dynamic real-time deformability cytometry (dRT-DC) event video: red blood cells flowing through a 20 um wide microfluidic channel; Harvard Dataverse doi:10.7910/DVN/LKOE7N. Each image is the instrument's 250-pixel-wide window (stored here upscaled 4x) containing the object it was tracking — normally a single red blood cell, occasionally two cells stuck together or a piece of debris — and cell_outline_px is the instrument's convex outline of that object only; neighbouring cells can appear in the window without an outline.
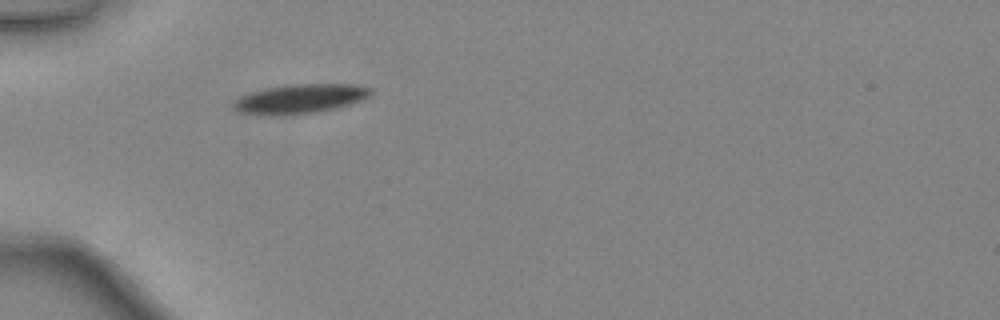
{"species": "common noctule bat (a hibernating species)", "species_latin": "Nyctalus noctula", "temperature_condition": "warm", "stored_images_in_passage": 32, "camera_frame_rate_fps": 3000, "um_per_image_px": 0.085, "animal": {"sex": "female", "body_mass_g": 24.6, "forearm_length_mm": 56.2}, "frame": {"image": 1, "passage_image": 1, "time_ms": 0.0, "image_size_px": [1000, 320], "cell_outline_px": [[372, 92], [364, 100], [336, 108], [316, 112], [284, 116], [268, 116], [240, 112], [232, 108], [232, 104], [240, 96], [252, 92], [268, 88], [292, 84], [352, 84], [372, 88]], "centroid_in_image_um": [25.51, 8.41], "position_along_channel_um": 59.5, "area_um2": 23.58}}
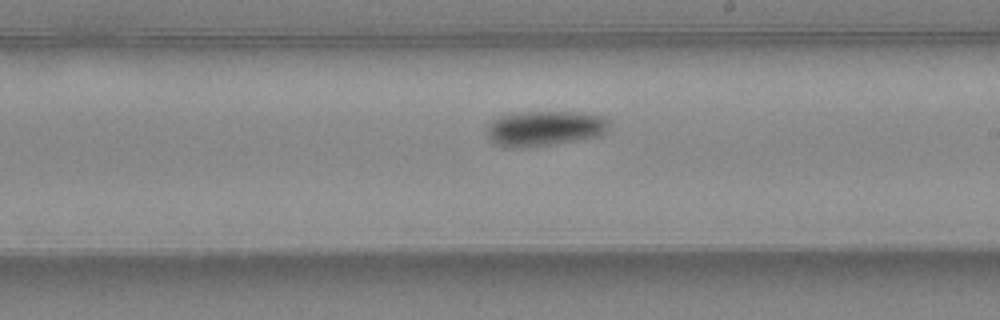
{"frame": {"image": 2, "passage_image": 14, "time_ms": 4.333, "image_size_px": [1000, 320], "cell_outline_px": [[608, 128], [600, 136], [552, 144], [520, 148], [496, 144], [488, 140], [484, 132], [488, 124], [492, 120], [500, 116], [512, 112], [580, 112], [604, 116], [608, 120]], "centroid_in_image_um": [46.24, 10.9], "position_along_channel_um": 242.8, "area_um2": 25.26}}
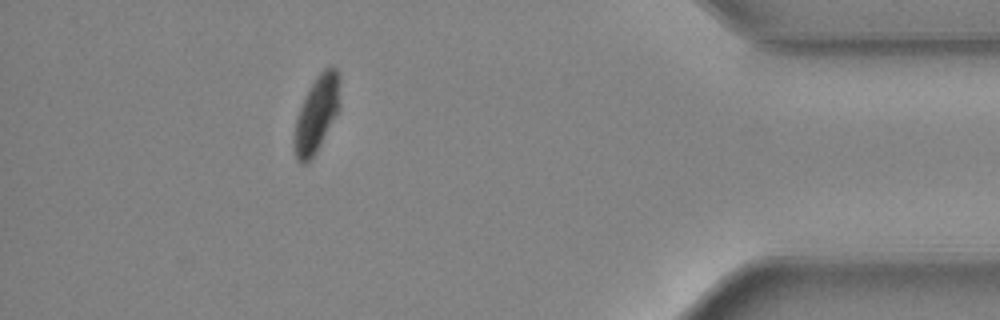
{"frame": {"image": 3, "passage_image": 28, "time_ms": 9.0, "image_size_px": [1000, 320], "cell_outline_px": [[340, 108], [316, 152], [304, 164], [300, 164], [296, 160], [296, 120], [300, 108], [308, 88], [316, 76], [324, 68], [336, 68], [340, 72]], "centroid_in_image_um": [26.97, 9.61], "position_along_channel_um": 408.2, "area_um2": 19.88}, "authors_computed_cell_mechanics": {"area_um2": 23.12, "velocity_mm_per_s": 4.4498, "shape_relaxation_time_tau1_ms": 1.752, "shape_relaxation_time_tau2_ms": null, "deformation_change_tau1": 0.0966, "deformation_change_tau2": null}}